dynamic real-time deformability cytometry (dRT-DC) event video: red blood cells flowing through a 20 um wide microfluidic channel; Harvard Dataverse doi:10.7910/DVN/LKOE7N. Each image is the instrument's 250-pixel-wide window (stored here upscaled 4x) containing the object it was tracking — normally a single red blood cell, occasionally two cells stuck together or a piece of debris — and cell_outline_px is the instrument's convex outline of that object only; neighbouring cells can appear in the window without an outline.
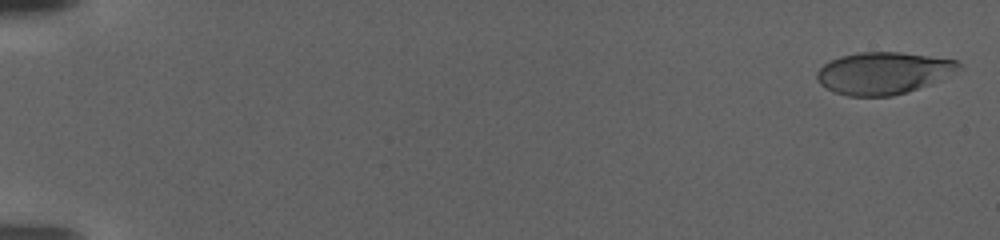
{"species": "human", "species_latin": "Homo sapiens", "temperature_condition": "warm", "stored_images_in_passage": 110, "camera_frame_rate_fps": 3000, "um_per_image_px": 0.085, "donor": {"sex": "female"}, "frame": {"image": 1, "passage_image": 3, "time_ms": 0.667, "image_size_px": [1000, 240], "cell_outline_px": [[964, 68], [916, 88], [892, 96], [848, 96], [836, 92], [820, 84], [816, 76], [816, 72], [824, 64], [840, 56], [860, 52], [900, 52], [956, 60]], "centroid_in_image_um": [75.04, 6.2], "position_along_channel_um": 10.0, "area_um2": 34.1}}
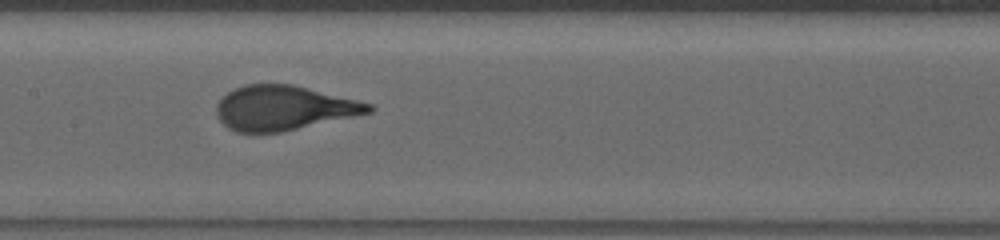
{"frame": {"image": 2, "passage_image": 59, "time_ms": 19.333, "image_size_px": [1000, 240], "cell_outline_px": [[376, 108], [372, 112], [280, 132], [236, 132], [228, 128], [220, 120], [216, 112], [216, 104], [228, 92], [244, 84], [292, 84], [372, 104]], "centroid_in_image_um": [24.1, 9.17], "position_along_channel_um": 183.3, "area_um2": 39.07}}
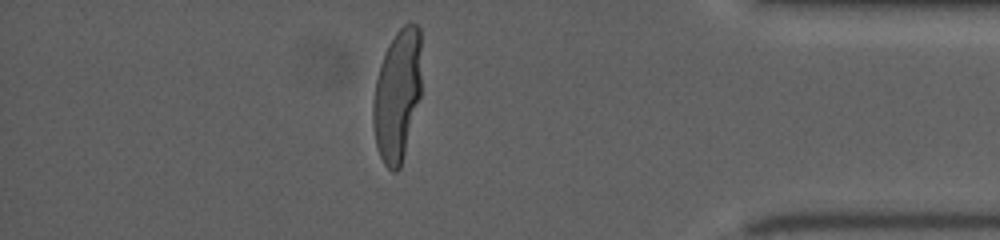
{"frame": {"image": 3, "passage_image": 97, "time_ms": 32.0, "image_size_px": [1000, 240], "cell_outline_px": [[420, 96], [400, 168], [396, 172], [392, 172], [384, 164], [380, 156], [376, 144], [372, 124], [372, 100], [376, 80], [380, 64], [384, 52], [388, 44], [396, 32], [404, 24], [416, 24], [420, 28]], "centroid_in_image_um": [33.74, 8.09], "position_along_channel_um": 401.5, "area_um2": 37.11}}